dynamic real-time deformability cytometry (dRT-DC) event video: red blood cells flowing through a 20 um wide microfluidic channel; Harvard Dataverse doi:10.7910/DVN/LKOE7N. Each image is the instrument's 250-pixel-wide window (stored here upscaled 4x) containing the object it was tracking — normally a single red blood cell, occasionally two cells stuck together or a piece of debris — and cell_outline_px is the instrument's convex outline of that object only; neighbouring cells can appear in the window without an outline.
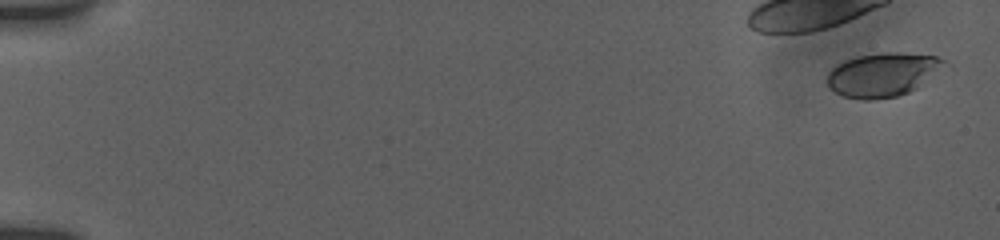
{"species": "human", "species_latin": "Homo sapiens", "temperature_condition": "room temperature", "stored_images_in_passage": 55, "camera_frame_rate_fps": 3000, "um_per_image_px": 0.085, "donor": {"sex": "female"}, "frame": {"image": 1, "passage_image": 2, "time_ms": 0.333, "image_size_px": [1000, 240], "cell_outline_px": [[944, 60], [916, 88], [908, 92], [896, 96], [872, 100], [864, 100], [844, 96], [828, 88], [828, 72], [836, 64], [844, 60], [856, 56], [880, 52], [900, 52], [936, 56]], "centroid_in_image_um": [74.88, 6.34], "position_along_channel_um": 10.1, "area_um2": 29.07}}
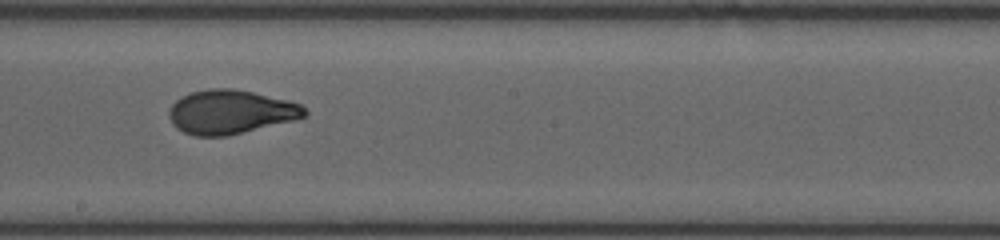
{"frame": {"image": 2, "passage_image": 33, "time_ms": 10.667, "image_size_px": [1000, 240], "cell_outline_px": [[308, 116], [228, 136], [196, 136], [184, 132], [176, 128], [172, 124], [168, 116], [168, 108], [180, 96], [192, 92], [208, 88], [232, 88], [252, 92], [288, 100], [304, 104], [308, 112]], "centroid_in_image_um": [19.59, 9.51], "position_along_channel_um": 228.6, "area_um2": 34.97}}
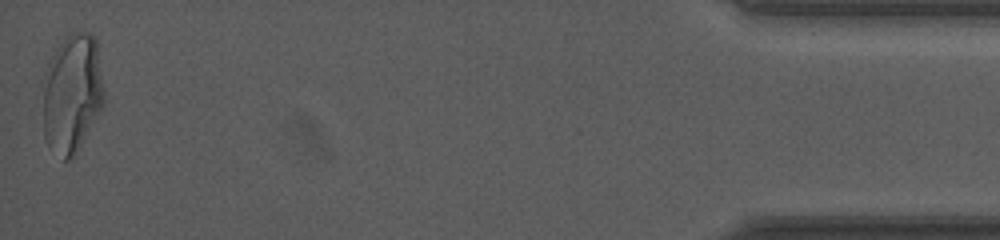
{"frame": {"image": 3, "passage_image": 55, "time_ms": 18.0, "image_size_px": [1000, 240], "cell_outline_px": [[104, 104], [80, 144], [72, 156], [68, 160], [64, 160], [48, 144], [44, 136], [40, 84], [40, 80], [56, 48], [68, 36], [76, 32], [88, 32], [96, 36], [104, 92]], "centroid_in_image_um": [6.08, 7.9], "position_along_channel_um": 429.1, "area_um2": 42.71}, "authors_computed_cell_mechanics": {"area_um2": 33.9864, "velocity_mm_per_s": 3.8428, "shape_relaxation_time_tau1_ms": 4.7331, "shape_relaxation_time_tau2_ms": 0.6715, "deformation_change_tau1": 0.183, "deformation_change_tau2": 0.0546}}